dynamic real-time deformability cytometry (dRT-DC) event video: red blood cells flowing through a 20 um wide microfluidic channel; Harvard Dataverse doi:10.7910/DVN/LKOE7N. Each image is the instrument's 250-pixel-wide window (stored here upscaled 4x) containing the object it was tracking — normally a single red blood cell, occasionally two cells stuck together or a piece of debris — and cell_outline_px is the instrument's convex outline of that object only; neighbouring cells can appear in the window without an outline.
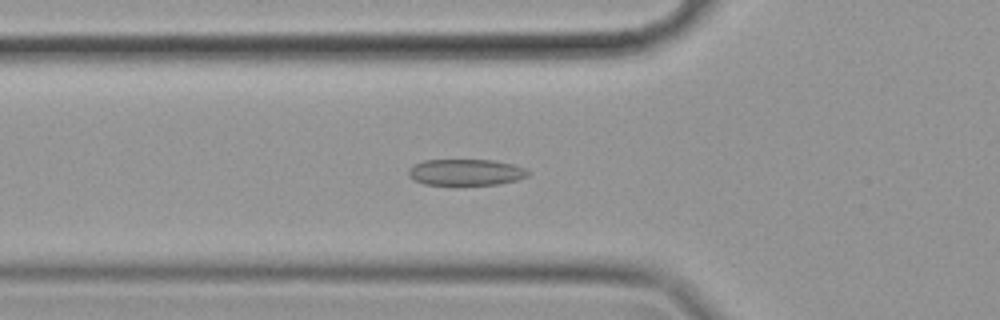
{"species": "common noctule bat (a hibernating species)", "species_latin": "Nyctalus noctula", "temperature_condition": "cold", "stored_images_in_passage": 57, "camera_frame_rate_fps": 3000, "um_per_image_px": 0.085, "animal": {"sex": "female", "body_mass_g": 19.9}, "frame": {"image": 1, "passage_image": 20, "time_ms": 6.333, "image_size_px": [1000, 320], "cell_outline_px": [[528, 176], [516, 180], [496, 184], [424, 184], [412, 180], [408, 176], [408, 168], [424, 160], [492, 160], [512, 164], [524, 168], [528, 172]], "centroid_in_image_um": [39.55, 14.63], "position_along_channel_um": 86.3, "area_um2": 18.09}}
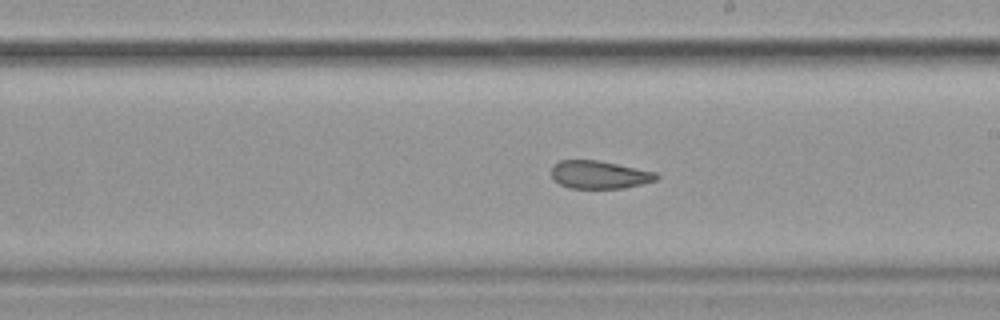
{"frame": {"image": 2, "passage_image": 33, "time_ms": 10.667, "image_size_px": [1000, 320], "cell_outline_px": [[660, 176], [656, 180], [624, 188], [568, 188], [560, 184], [552, 176], [552, 164], [560, 160], [596, 160], [656, 172]], "centroid_in_image_um": [50.93, 14.85], "position_along_channel_um": 238.1, "area_um2": 16.94}}
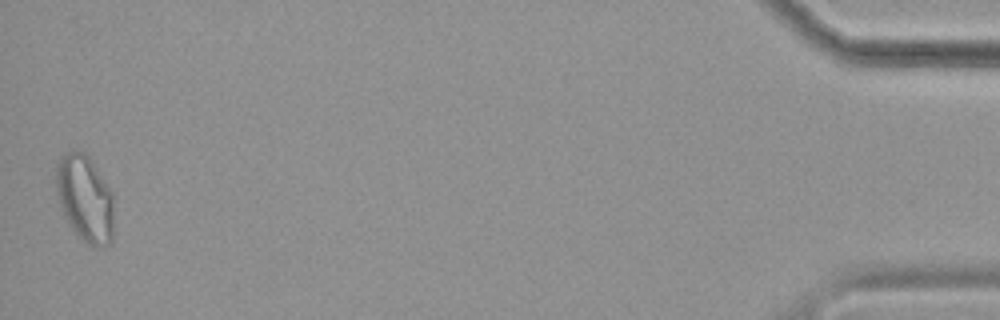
{"frame": {"image": 3, "passage_image": 57, "time_ms": 18.667, "image_size_px": [1000, 320], "cell_outline_px": [[112, 244], [104, 248], [92, 248], [72, 228], [64, 216], [56, 192], [56, 164], [60, 156], [68, 152], [84, 152], [92, 160], [112, 192]], "centroid_in_image_um": [7.22, 16.89], "position_along_channel_um": 428.0, "area_um2": 29.19}, "authors_computed_cell_mechanics": {"area_um2": 19.941, "velocity_mm_per_s": 3.5127, "shape_relaxation_time_tau1_ms": 10.5483, "shape_relaxation_time_tau2_ms": 2.2708, "deformation_change_tau1": 0.1952, "deformation_change_tau2": 0.0997}}